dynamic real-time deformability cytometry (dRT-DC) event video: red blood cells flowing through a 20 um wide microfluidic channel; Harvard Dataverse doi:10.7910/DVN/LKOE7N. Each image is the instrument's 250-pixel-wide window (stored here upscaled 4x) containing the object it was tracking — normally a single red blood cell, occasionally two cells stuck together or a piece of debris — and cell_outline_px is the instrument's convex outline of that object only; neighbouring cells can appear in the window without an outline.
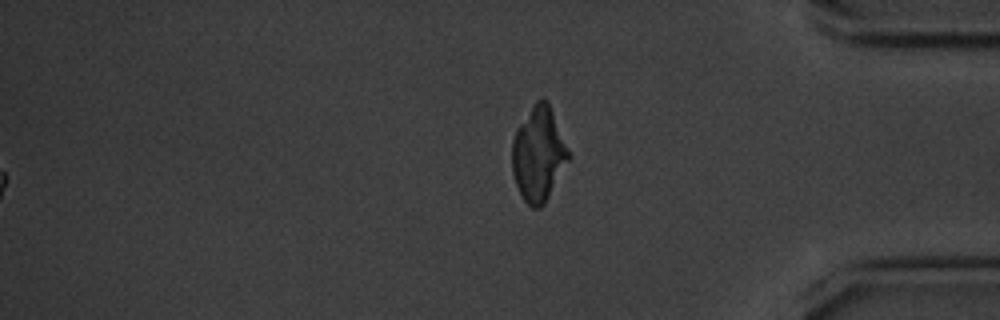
{"species": "common noctule bat (a hibernating species)", "species_latin": "Nyctalus noctula", "temperature_condition": "cold", "stored_images_in_passage": 57, "segment_of_instrument_passage": [2, 2], "camera_frame_rate_fps": 3000, "um_per_image_px": 0.085, "animal": {"sex": "male", "body_mass_g": 20.1, "forearm_length_mm": 53.5}, "frame": {"image": 1, "passage_image": 57, "time_ms": 18.667, "image_size_px": [1000, 320], "cell_outline_px": [[568, 160], [544, 204], [540, 208], [532, 208], [524, 200], [516, 184], [512, 172], [512, 140], [520, 124], [536, 100], [544, 96], [548, 100], [568, 152]], "centroid_in_image_um": [45.74, 13.09], "position_along_channel_um": 389.5, "area_um2": 30.29}}